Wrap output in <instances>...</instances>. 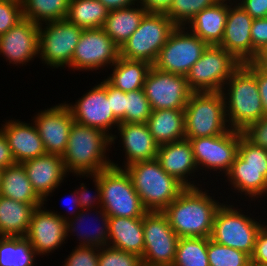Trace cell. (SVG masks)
I'll return each instance as SVG.
<instances>
[{
  "label": "cell",
  "mask_w": 267,
  "mask_h": 266,
  "mask_svg": "<svg viewBox=\"0 0 267 266\" xmlns=\"http://www.w3.org/2000/svg\"><path fill=\"white\" fill-rule=\"evenodd\" d=\"M152 110L185 109L192 94L186 76L151 67L143 86Z\"/></svg>",
  "instance_id": "obj_16"
},
{
  "label": "cell",
  "mask_w": 267,
  "mask_h": 266,
  "mask_svg": "<svg viewBox=\"0 0 267 266\" xmlns=\"http://www.w3.org/2000/svg\"><path fill=\"white\" fill-rule=\"evenodd\" d=\"M0 56L13 67L34 62L39 57V25L23 18L1 35Z\"/></svg>",
  "instance_id": "obj_17"
},
{
  "label": "cell",
  "mask_w": 267,
  "mask_h": 266,
  "mask_svg": "<svg viewBox=\"0 0 267 266\" xmlns=\"http://www.w3.org/2000/svg\"><path fill=\"white\" fill-rule=\"evenodd\" d=\"M15 163L6 136L0 130V168L5 169Z\"/></svg>",
  "instance_id": "obj_52"
},
{
  "label": "cell",
  "mask_w": 267,
  "mask_h": 266,
  "mask_svg": "<svg viewBox=\"0 0 267 266\" xmlns=\"http://www.w3.org/2000/svg\"><path fill=\"white\" fill-rule=\"evenodd\" d=\"M156 159L169 175L175 177L185 187H199L205 183L210 185L209 179L207 182L201 181V173H198L192 146L188 139L159 145ZM197 176H200V179Z\"/></svg>",
  "instance_id": "obj_22"
},
{
  "label": "cell",
  "mask_w": 267,
  "mask_h": 266,
  "mask_svg": "<svg viewBox=\"0 0 267 266\" xmlns=\"http://www.w3.org/2000/svg\"><path fill=\"white\" fill-rule=\"evenodd\" d=\"M208 238L181 237L172 266H209Z\"/></svg>",
  "instance_id": "obj_37"
},
{
  "label": "cell",
  "mask_w": 267,
  "mask_h": 266,
  "mask_svg": "<svg viewBox=\"0 0 267 266\" xmlns=\"http://www.w3.org/2000/svg\"><path fill=\"white\" fill-rule=\"evenodd\" d=\"M238 204L233 201L222 202L214 216L210 239L220 245L242 251L251 257L256 236L261 227L267 222V218L265 220L261 215L254 217L257 212H252L255 215L249 212L252 211L251 202L248 205H245V202H238ZM244 206H250L251 208L249 207L248 209L247 207L246 210Z\"/></svg>",
  "instance_id": "obj_4"
},
{
  "label": "cell",
  "mask_w": 267,
  "mask_h": 266,
  "mask_svg": "<svg viewBox=\"0 0 267 266\" xmlns=\"http://www.w3.org/2000/svg\"><path fill=\"white\" fill-rule=\"evenodd\" d=\"M152 65L145 61L128 60L122 57L109 68L111 69L104 79L116 89L131 92L142 89L147 74Z\"/></svg>",
  "instance_id": "obj_31"
},
{
  "label": "cell",
  "mask_w": 267,
  "mask_h": 266,
  "mask_svg": "<svg viewBox=\"0 0 267 266\" xmlns=\"http://www.w3.org/2000/svg\"><path fill=\"white\" fill-rule=\"evenodd\" d=\"M88 219L90 220L93 219L91 220L92 222L96 221L93 222L95 224L90 222L93 224V227L95 229H92V227H90V229H88L89 231L85 230L86 229L85 226L89 227L90 225V224L87 225L88 222H86V220L90 221ZM85 222L86 225L84 226ZM71 236H74L75 239L77 238L76 240L78 242L75 241L76 243H78L77 246L96 247L99 249L108 246V236H109L108 214L103 210L102 207H98L95 209H81V211L75 217L70 218L69 220L66 221V240L68 241Z\"/></svg>",
  "instance_id": "obj_26"
},
{
  "label": "cell",
  "mask_w": 267,
  "mask_h": 266,
  "mask_svg": "<svg viewBox=\"0 0 267 266\" xmlns=\"http://www.w3.org/2000/svg\"><path fill=\"white\" fill-rule=\"evenodd\" d=\"M120 57V48L102 29H83L79 42L76 45L70 70L93 72L100 74L109 69ZM107 67V68H106Z\"/></svg>",
  "instance_id": "obj_12"
},
{
  "label": "cell",
  "mask_w": 267,
  "mask_h": 266,
  "mask_svg": "<svg viewBox=\"0 0 267 266\" xmlns=\"http://www.w3.org/2000/svg\"><path fill=\"white\" fill-rule=\"evenodd\" d=\"M138 3L147 11V13L166 14L173 3V0H138Z\"/></svg>",
  "instance_id": "obj_51"
},
{
  "label": "cell",
  "mask_w": 267,
  "mask_h": 266,
  "mask_svg": "<svg viewBox=\"0 0 267 266\" xmlns=\"http://www.w3.org/2000/svg\"><path fill=\"white\" fill-rule=\"evenodd\" d=\"M250 33L252 38L253 60L261 49L267 47V17L253 19Z\"/></svg>",
  "instance_id": "obj_47"
},
{
  "label": "cell",
  "mask_w": 267,
  "mask_h": 266,
  "mask_svg": "<svg viewBox=\"0 0 267 266\" xmlns=\"http://www.w3.org/2000/svg\"><path fill=\"white\" fill-rule=\"evenodd\" d=\"M228 16V0H220L197 13L186 28L207 45H219L222 41Z\"/></svg>",
  "instance_id": "obj_27"
},
{
  "label": "cell",
  "mask_w": 267,
  "mask_h": 266,
  "mask_svg": "<svg viewBox=\"0 0 267 266\" xmlns=\"http://www.w3.org/2000/svg\"><path fill=\"white\" fill-rule=\"evenodd\" d=\"M207 46L185 26H177L152 66L163 72L186 76Z\"/></svg>",
  "instance_id": "obj_13"
},
{
  "label": "cell",
  "mask_w": 267,
  "mask_h": 266,
  "mask_svg": "<svg viewBox=\"0 0 267 266\" xmlns=\"http://www.w3.org/2000/svg\"><path fill=\"white\" fill-rule=\"evenodd\" d=\"M124 169L148 212H162L186 188L157 159L134 162Z\"/></svg>",
  "instance_id": "obj_5"
},
{
  "label": "cell",
  "mask_w": 267,
  "mask_h": 266,
  "mask_svg": "<svg viewBox=\"0 0 267 266\" xmlns=\"http://www.w3.org/2000/svg\"><path fill=\"white\" fill-rule=\"evenodd\" d=\"M110 138L113 149L118 140L117 143L120 146L117 147H122L123 150H119L124 156L121 159L123 160L122 165L112 161V166L124 168L134 162L157 158L159 144L152 137L146 123H120Z\"/></svg>",
  "instance_id": "obj_19"
},
{
  "label": "cell",
  "mask_w": 267,
  "mask_h": 266,
  "mask_svg": "<svg viewBox=\"0 0 267 266\" xmlns=\"http://www.w3.org/2000/svg\"><path fill=\"white\" fill-rule=\"evenodd\" d=\"M151 113L152 108L143 88L126 93L127 123H147Z\"/></svg>",
  "instance_id": "obj_40"
},
{
  "label": "cell",
  "mask_w": 267,
  "mask_h": 266,
  "mask_svg": "<svg viewBox=\"0 0 267 266\" xmlns=\"http://www.w3.org/2000/svg\"><path fill=\"white\" fill-rule=\"evenodd\" d=\"M0 196L31 205L44 204L33 190L22 163H15L3 169Z\"/></svg>",
  "instance_id": "obj_33"
},
{
  "label": "cell",
  "mask_w": 267,
  "mask_h": 266,
  "mask_svg": "<svg viewBox=\"0 0 267 266\" xmlns=\"http://www.w3.org/2000/svg\"><path fill=\"white\" fill-rule=\"evenodd\" d=\"M70 176H76L79 178H83V179H91L92 180V184H94V192L91 190H89V188H87L86 182L85 183H80V186H76L78 188L75 187L76 189V194L77 197L79 199V205L81 209H95L98 207H102V197H101V182L99 180V173L97 174H75V175H70ZM82 176V177H81ZM86 177V178H85Z\"/></svg>",
  "instance_id": "obj_41"
},
{
  "label": "cell",
  "mask_w": 267,
  "mask_h": 266,
  "mask_svg": "<svg viewBox=\"0 0 267 266\" xmlns=\"http://www.w3.org/2000/svg\"><path fill=\"white\" fill-rule=\"evenodd\" d=\"M220 0H173L166 15L176 26H186L200 11Z\"/></svg>",
  "instance_id": "obj_39"
},
{
  "label": "cell",
  "mask_w": 267,
  "mask_h": 266,
  "mask_svg": "<svg viewBox=\"0 0 267 266\" xmlns=\"http://www.w3.org/2000/svg\"><path fill=\"white\" fill-rule=\"evenodd\" d=\"M109 10L99 0H70L66 20L83 29L102 28Z\"/></svg>",
  "instance_id": "obj_34"
},
{
  "label": "cell",
  "mask_w": 267,
  "mask_h": 266,
  "mask_svg": "<svg viewBox=\"0 0 267 266\" xmlns=\"http://www.w3.org/2000/svg\"><path fill=\"white\" fill-rule=\"evenodd\" d=\"M251 63L261 72L267 74V47L261 49Z\"/></svg>",
  "instance_id": "obj_56"
},
{
  "label": "cell",
  "mask_w": 267,
  "mask_h": 266,
  "mask_svg": "<svg viewBox=\"0 0 267 266\" xmlns=\"http://www.w3.org/2000/svg\"><path fill=\"white\" fill-rule=\"evenodd\" d=\"M255 77L257 80L261 101L263 103L264 112L265 115H267V74H264L255 67Z\"/></svg>",
  "instance_id": "obj_54"
},
{
  "label": "cell",
  "mask_w": 267,
  "mask_h": 266,
  "mask_svg": "<svg viewBox=\"0 0 267 266\" xmlns=\"http://www.w3.org/2000/svg\"><path fill=\"white\" fill-rule=\"evenodd\" d=\"M188 140L191 143L199 173L202 172L201 176H205L202 177L203 181L207 180V176L211 179V173L213 176L216 174L217 177L214 176V180H210L213 186L212 183L218 179V176L224 177L228 173L238 154L240 131L229 129L222 135ZM204 173L209 174L206 176Z\"/></svg>",
  "instance_id": "obj_8"
},
{
  "label": "cell",
  "mask_w": 267,
  "mask_h": 266,
  "mask_svg": "<svg viewBox=\"0 0 267 266\" xmlns=\"http://www.w3.org/2000/svg\"><path fill=\"white\" fill-rule=\"evenodd\" d=\"M110 139L101 129L74 121L62 155L67 173L97 174L112 166L113 160L109 157L112 152Z\"/></svg>",
  "instance_id": "obj_3"
},
{
  "label": "cell",
  "mask_w": 267,
  "mask_h": 266,
  "mask_svg": "<svg viewBox=\"0 0 267 266\" xmlns=\"http://www.w3.org/2000/svg\"><path fill=\"white\" fill-rule=\"evenodd\" d=\"M27 177L31 182L33 190L37 196L44 202V205L50 201L56 190L61 188L66 178L70 176L65 169L61 155L45 153L40 157L22 162Z\"/></svg>",
  "instance_id": "obj_23"
},
{
  "label": "cell",
  "mask_w": 267,
  "mask_h": 266,
  "mask_svg": "<svg viewBox=\"0 0 267 266\" xmlns=\"http://www.w3.org/2000/svg\"><path fill=\"white\" fill-rule=\"evenodd\" d=\"M2 172H3V169L0 168V184H1Z\"/></svg>",
  "instance_id": "obj_58"
},
{
  "label": "cell",
  "mask_w": 267,
  "mask_h": 266,
  "mask_svg": "<svg viewBox=\"0 0 267 266\" xmlns=\"http://www.w3.org/2000/svg\"><path fill=\"white\" fill-rule=\"evenodd\" d=\"M236 3L253 19L267 17V0H237Z\"/></svg>",
  "instance_id": "obj_50"
},
{
  "label": "cell",
  "mask_w": 267,
  "mask_h": 266,
  "mask_svg": "<svg viewBox=\"0 0 267 266\" xmlns=\"http://www.w3.org/2000/svg\"><path fill=\"white\" fill-rule=\"evenodd\" d=\"M47 205L37 207L32 214L27 235L40 259L61 249L66 242V221L52 213ZM61 247V248H60Z\"/></svg>",
  "instance_id": "obj_20"
},
{
  "label": "cell",
  "mask_w": 267,
  "mask_h": 266,
  "mask_svg": "<svg viewBox=\"0 0 267 266\" xmlns=\"http://www.w3.org/2000/svg\"><path fill=\"white\" fill-rule=\"evenodd\" d=\"M108 246L142 257L144 252L143 217H109Z\"/></svg>",
  "instance_id": "obj_28"
},
{
  "label": "cell",
  "mask_w": 267,
  "mask_h": 266,
  "mask_svg": "<svg viewBox=\"0 0 267 266\" xmlns=\"http://www.w3.org/2000/svg\"><path fill=\"white\" fill-rule=\"evenodd\" d=\"M93 87L73 102L64 101L69 107L75 122L89 127H96L110 137L120 122L114 117L110 100L107 98L105 79H100ZM86 92V93H85ZM114 130V131H113Z\"/></svg>",
  "instance_id": "obj_15"
},
{
  "label": "cell",
  "mask_w": 267,
  "mask_h": 266,
  "mask_svg": "<svg viewBox=\"0 0 267 266\" xmlns=\"http://www.w3.org/2000/svg\"><path fill=\"white\" fill-rule=\"evenodd\" d=\"M184 115L185 139L218 136L230 129L221 91L192 92Z\"/></svg>",
  "instance_id": "obj_6"
},
{
  "label": "cell",
  "mask_w": 267,
  "mask_h": 266,
  "mask_svg": "<svg viewBox=\"0 0 267 266\" xmlns=\"http://www.w3.org/2000/svg\"><path fill=\"white\" fill-rule=\"evenodd\" d=\"M83 28L59 20L39 25V59L45 68L70 69V63Z\"/></svg>",
  "instance_id": "obj_11"
},
{
  "label": "cell",
  "mask_w": 267,
  "mask_h": 266,
  "mask_svg": "<svg viewBox=\"0 0 267 266\" xmlns=\"http://www.w3.org/2000/svg\"><path fill=\"white\" fill-rule=\"evenodd\" d=\"M221 92L230 129L242 132L265 115L255 77V66L251 62L241 64Z\"/></svg>",
  "instance_id": "obj_2"
},
{
  "label": "cell",
  "mask_w": 267,
  "mask_h": 266,
  "mask_svg": "<svg viewBox=\"0 0 267 266\" xmlns=\"http://www.w3.org/2000/svg\"><path fill=\"white\" fill-rule=\"evenodd\" d=\"M220 179L225 180L221 185V189L222 186L224 188L227 182L229 183L228 185H226V187L228 186L226 188L228 190L226 196L228 192L230 195L228 194L227 197L224 196L226 201L230 202V198L232 197L231 199L233 200V202H240L241 200H243V202L248 201V203H255L257 201L256 203L258 204V202L260 203L262 200V202L264 201V204L265 200L267 199V168L242 167V158L238 154L233 164L231 165L230 170L224 176V179L219 178V180ZM230 191H232L233 193H230ZM234 193L236 194V196L238 195L237 199H235L236 197ZM263 197L264 199H262Z\"/></svg>",
  "instance_id": "obj_21"
},
{
  "label": "cell",
  "mask_w": 267,
  "mask_h": 266,
  "mask_svg": "<svg viewBox=\"0 0 267 266\" xmlns=\"http://www.w3.org/2000/svg\"><path fill=\"white\" fill-rule=\"evenodd\" d=\"M249 266H267V264H262L258 262H250Z\"/></svg>",
  "instance_id": "obj_57"
},
{
  "label": "cell",
  "mask_w": 267,
  "mask_h": 266,
  "mask_svg": "<svg viewBox=\"0 0 267 266\" xmlns=\"http://www.w3.org/2000/svg\"><path fill=\"white\" fill-rule=\"evenodd\" d=\"M204 186L186 187L179 196L172 201L162 212L176 233L181 237L210 238L214 216L224 201L226 191L222 196L215 197L216 188L206 189ZM211 190V191H210ZM213 192V193H209ZM217 198V199H216ZM219 198V199H218ZM223 198V199H222ZM221 199V200H220ZM220 200V201H219Z\"/></svg>",
  "instance_id": "obj_1"
},
{
  "label": "cell",
  "mask_w": 267,
  "mask_h": 266,
  "mask_svg": "<svg viewBox=\"0 0 267 266\" xmlns=\"http://www.w3.org/2000/svg\"><path fill=\"white\" fill-rule=\"evenodd\" d=\"M36 258L26 237L0 236V266H37Z\"/></svg>",
  "instance_id": "obj_35"
},
{
  "label": "cell",
  "mask_w": 267,
  "mask_h": 266,
  "mask_svg": "<svg viewBox=\"0 0 267 266\" xmlns=\"http://www.w3.org/2000/svg\"><path fill=\"white\" fill-rule=\"evenodd\" d=\"M176 27L164 13H146L139 27L120 47V57L153 65Z\"/></svg>",
  "instance_id": "obj_7"
},
{
  "label": "cell",
  "mask_w": 267,
  "mask_h": 266,
  "mask_svg": "<svg viewBox=\"0 0 267 266\" xmlns=\"http://www.w3.org/2000/svg\"><path fill=\"white\" fill-rule=\"evenodd\" d=\"M253 18L236 2L228 0V16L224 35L218 45L242 64L252 61L251 27Z\"/></svg>",
  "instance_id": "obj_24"
},
{
  "label": "cell",
  "mask_w": 267,
  "mask_h": 266,
  "mask_svg": "<svg viewBox=\"0 0 267 266\" xmlns=\"http://www.w3.org/2000/svg\"><path fill=\"white\" fill-rule=\"evenodd\" d=\"M146 124L159 145L185 139L184 109L152 110Z\"/></svg>",
  "instance_id": "obj_30"
},
{
  "label": "cell",
  "mask_w": 267,
  "mask_h": 266,
  "mask_svg": "<svg viewBox=\"0 0 267 266\" xmlns=\"http://www.w3.org/2000/svg\"><path fill=\"white\" fill-rule=\"evenodd\" d=\"M209 266H249L251 257L237 249L220 245L208 238Z\"/></svg>",
  "instance_id": "obj_38"
},
{
  "label": "cell",
  "mask_w": 267,
  "mask_h": 266,
  "mask_svg": "<svg viewBox=\"0 0 267 266\" xmlns=\"http://www.w3.org/2000/svg\"><path fill=\"white\" fill-rule=\"evenodd\" d=\"M143 266H172L179 237L163 212L150 211L143 216Z\"/></svg>",
  "instance_id": "obj_14"
},
{
  "label": "cell",
  "mask_w": 267,
  "mask_h": 266,
  "mask_svg": "<svg viewBox=\"0 0 267 266\" xmlns=\"http://www.w3.org/2000/svg\"><path fill=\"white\" fill-rule=\"evenodd\" d=\"M105 89L114 117L120 123H126V92L111 86L105 80Z\"/></svg>",
  "instance_id": "obj_46"
},
{
  "label": "cell",
  "mask_w": 267,
  "mask_h": 266,
  "mask_svg": "<svg viewBox=\"0 0 267 266\" xmlns=\"http://www.w3.org/2000/svg\"><path fill=\"white\" fill-rule=\"evenodd\" d=\"M71 193H70V195H69V197L70 198H68V200H70L71 199V207L69 206L68 207V213H67V210H66V213H67V215H65L64 213L62 214V213H60V211L58 212L57 211V209H56V211L55 210H51V208L52 207H49L50 209V211L52 212V213H54V214H56V215H58L59 217H61L63 220H65V221H67V220H69L70 218H73V217H75L80 211H81V208H80V205H79V199H78V197H77V194H76V189H73V191H70ZM63 199V198H62ZM67 200V199H66ZM65 201V200H64ZM63 201V202H64ZM68 203V202H67ZM73 203V204H72ZM67 205H69V204H67ZM63 207V206H62ZM71 209V210H70ZM62 214V215H61Z\"/></svg>",
  "instance_id": "obj_53"
},
{
  "label": "cell",
  "mask_w": 267,
  "mask_h": 266,
  "mask_svg": "<svg viewBox=\"0 0 267 266\" xmlns=\"http://www.w3.org/2000/svg\"><path fill=\"white\" fill-rule=\"evenodd\" d=\"M242 63L218 45H208L186 75L192 92L222 91L225 83Z\"/></svg>",
  "instance_id": "obj_10"
},
{
  "label": "cell",
  "mask_w": 267,
  "mask_h": 266,
  "mask_svg": "<svg viewBox=\"0 0 267 266\" xmlns=\"http://www.w3.org/2000/svg\"><path fill=\"white\" fill-rule=\"evenodd\" d=\"M38 112V113H37ZM31 121L35 124L43 141L46 153L63 155L68 143L69 133L74 122L69 107L58 103L34 113Z\"/></svg>",
  "instance_id": "obj_18"
},
{
  "label": "cell",
  "mask_w": 267,
  "mask_h": 266,
  "mask_svg": "<svg viewBox=\"0 0 267 266\" xmlns=\"http://www.w3.org/2000/svg\"><path fill=\"white\" fill-rule=\"evenodd\" d=\"M242 133L254 145L267 149V115L249 125Z\"/></svg>",
  "instance_id": "obj_48"
},
{
  "label": "cell",
  "mask_w": 267,
  "mask_h": 266,
  "mask_svg": "<svg viewBox=\"0 0 267 266\" xmlns=\"http://www.w3.org/2000/svg\"><path fill=\"white\" fill-rule=\"evenodd\" d=\"M250 262L267 264V222L259 230Z\"/></svg>",
  "instance_id": "obj_49"
},
{
  "label": "cell",
  "mask_w": 267,
  "mask_h": 266,
  "mask_svg": "<svg viewBox=\"0 0 267 266\" xmlns=\"http://www.w3.org/2000/svg\"><path fill=\"white\" fill-rule=\"evenodd\" d=\"M102 208L109 217H143L148 211L124 168L110 166L99 172Z\"/></svg>",
  "instance_id": "obj_9"
},
{
  "label": "cell",
  "mask_w": 267,
  "mask_h": 266,
  "mask_svg": "<svg viewBox=\"0 0 267 266\" xmlns=\"http://www.w3.org/2000/svg\"><path fill=\"white\" fill-rule=\"evenodd\" d=\"M0 130L6 136L8 145L16 163L40 157L46 153L42 139L33 121L21 119H5ZM31 122V123H30Z\"/></svg>",
  "instance_id": "obj_25"
},
{
  "label": "cell",
  "mask_w": 267,
  "mask_h": 266,
  "mask_svg": "<svg viewBox=\"0 0 267 266\" xmlns=\"http://www.w3.org/2000/svg\"><path fill=\"white\" fill-rule=\"evenodd\" d=\"M147 11L138 3L109 11L102 29L120 48L139 27Z\"/></svg>",
  "instance_id": "obj_32"
},
{
  "label": "cell",
  "mask_w": 267,
  "mask_h": 266,
  "mask_svg": "<svg viewBox=\"0 0 267 266\" xmlns=\"http://www.w3.org/2000/svg\"><path fill=\"white\" fill-rule=\"evenodd\" d=\"M238 155L242 158V167L267 168V149L254 145L242 132Z\"/></svg>",
  "instance_id": "obj_43"
},
{
  "label": "cell",
  "mask_w": 267,
  "mask_h": 266,
  "mask_svg": "<svg viewBox=\"0 0 267 266\" xmlns=\"http://www.w3.org/2000/svg\"><path fill=\"white\" fill-rule=\"evenodd\" d=\"M40 206L0 196V236L25 237L33 211Z\"/></svg>",
  "instance_id": "obj_29"
},
{
  "label": "cell",
  "mask_w": 267,
  "mask_h": 266,
  "mask_svg": "<svg viewBox=\"0 0 267 266\" xmlns=\"http://www.w3.org/2000/svg\"><path fill=\"white\" fill-rule=\"evenodd\" d=\"M109 10H117L120 8L130 7L138 4V0H99Z\"/></svg>",
  "instance_id": "obj_55"
},
{
  "label": "cell",
  "mask_w": 267,
  "mask_h": 266,
  "mask_svg": "<svg viewBox=\"0 0 267 266\" xmlns=\"http://www.w3.org/2000/svg\"><path fill=\"white\" fill-rule=\"evenodd\" d=\"M98 266H143L142 257L110 246L99 249Z\"/></svg>",
  "instance_id": "obj_42"
},
{
  "label": "cell",
  "mask_w": 267,
  "mask_h": 266,
  "mask_svg": "<svg viewBox=\"0 0 267 266\" xmlns=\"http://www.w3.org/2000/svg\"><path fill=\"white\" fill-rule=\"evenodd\" d=\"M98 255L99 248L76 245L61 266H98Z\"/></svg>",
  "instance_id": "obj_45"
},
{
  "label": "cell",
  "mask_w": 267,
  "mask_h": 266,
  "mask_svg": "<svg viewBox=\"0 0 267 266\" xmlns=\"http://www.w3.org/2000/svg\"><path fill=\"white\" fill-rule=\"evenodd\" d=\"M23 18L40 25L65 20L70 0H21Z\"/></svg>",
  "instance_id": "obj_36"
},
{
  "label": "cell",
  "mask_w": 267,
  "mask_h": 266,
  "mask_svg": "<svg viewBox=\"0 0 267 266\" xmlns=\"http://www.w3.org/2000/svg\"><path fill=\"white\" fill-rule=\"evenodd\" d=\"M22 19L21 0H0V36Z\"/></svg>",
  "instance_id": "obj_44"
}]
</instances>
